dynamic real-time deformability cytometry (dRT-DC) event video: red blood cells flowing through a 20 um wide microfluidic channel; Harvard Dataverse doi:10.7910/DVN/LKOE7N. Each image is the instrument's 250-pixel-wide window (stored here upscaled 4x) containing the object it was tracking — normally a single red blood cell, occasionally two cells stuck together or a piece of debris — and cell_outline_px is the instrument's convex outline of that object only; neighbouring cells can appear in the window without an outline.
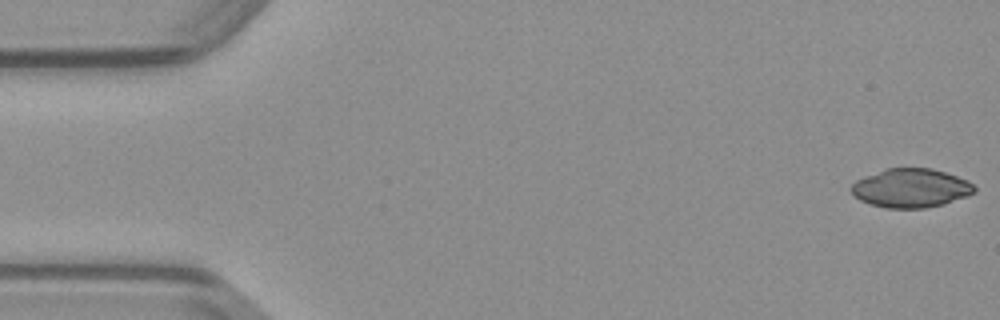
{"species": "common noctule bat (a hibernating species)", "species_latin": "Nyctalus noctula", "temperature_condition": "warm", "stored_images_in_passage": 49, "camera_frame_rate_fps": 3000, "um_per_image_px": 0.085, "animal": {"sex": "male", "body_mass_g": 23.1, "forearm_length_mm": 52.7}, "frame": {"image": 1, "passage_image": 1, "time_ms": 0.0, "image_size_px": [1000, 320], "cell_outline_px": [[976, 192], [968, 196], [944, 204], [924, 208], [884, 208], [868, 204], [860, 200], [848, 188], [856, 180], [864, 176], [884, 168], [932, 168], [968, 180], [976, 188]], "centroid_in_image_um": [77.41, 15.99], "position_along_channel_um": 7.6, "area_um2": 28.15}}